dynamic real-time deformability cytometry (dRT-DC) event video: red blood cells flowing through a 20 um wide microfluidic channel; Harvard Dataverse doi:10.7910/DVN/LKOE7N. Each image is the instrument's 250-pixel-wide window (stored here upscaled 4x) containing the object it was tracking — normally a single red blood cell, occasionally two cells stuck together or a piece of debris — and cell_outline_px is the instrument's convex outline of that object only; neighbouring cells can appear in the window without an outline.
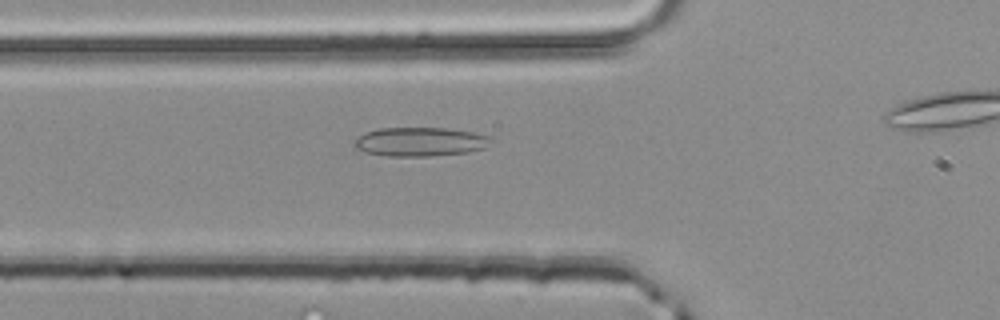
{"species": "common noctule bat (a hibernating species)", "species_latin": "Nyctalus noctula", "temperature_condition": "room temperature", "stored_images_in_passage": 29, "camera_frame_rate_fps": 3000, "um_per_image_px": 0.085, "animal": {"sex": "male", "body_mass_g": 20.4}, "frame": {"image": 1, "passage_image": 6, "time_ms": 1.667, "image_size_px": [1000, 320], "cell_outline_px": [[496, 140], [484, 148], [468, 152], [428, 156], [388, 156], [364, 152], [356, 148], [352, 144], [364, 132], [380, 128], [444, 128], [472, 132], [488, 136]], "centroid_in_image_um": [35.72, 12.05], "position_along_channel_um": 90.1, "area_um2": 23.06}}
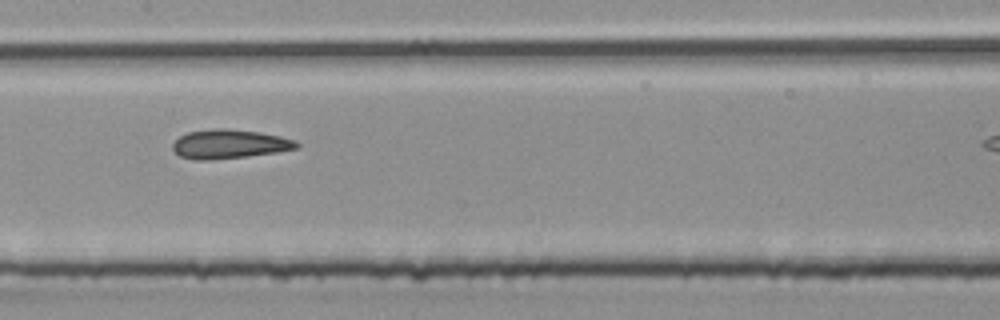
{"frame": {"image": 2, "passage_image": 13, "time_ms": 4.0, "image_size_px": [1000, 320], "cell_outline_px": [[300, 148], [276, 152], [248, 156], [212, 160], [192, 160], [180, 156], [172, 148], [172, 144], [180, 136], [188, 132], [212, 128], [228, 128], [260, 132], [280, 136], [296, 140], [300, 144]], "centroid_in_image_um": [19.51, 12.24], "position_along_channel_um": 187.9, "area_um2": 21.21}}
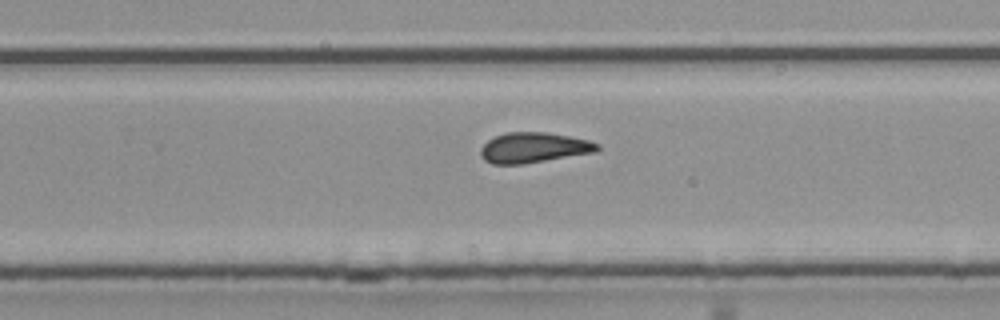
{"frame": {"image": 3, "passage_image": 20, "time_ms": 6.333, "image_size_px": [1000, 320], "cell_outline_px": [[600, 148], [596, 152], [524, 164], [492, 164], [484, 160], [480, 156], [480, 148], [488, 140], [496, 136], [508, 132], [548, 132], [588, 140], [600, 144]], "centroid_in_image_um": [45.36, 12.55], "position_along_channel_um": 284.4, "area_um2": 20.69}}